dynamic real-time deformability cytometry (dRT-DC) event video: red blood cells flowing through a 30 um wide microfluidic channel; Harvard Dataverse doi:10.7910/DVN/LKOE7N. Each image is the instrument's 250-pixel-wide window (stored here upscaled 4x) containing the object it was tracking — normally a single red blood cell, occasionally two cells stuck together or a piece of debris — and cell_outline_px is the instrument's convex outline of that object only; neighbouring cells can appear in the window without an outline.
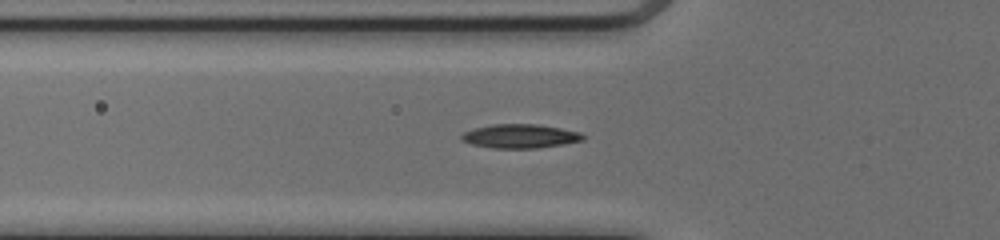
{"species": "common noctule bat (a hibernating species)", "species_latin": "Nyctalus noctula", "temperature_condition": "cold", "stored_images_in_passage": 35, "camera_frame_rate_fps": 3000, "um_per_image_px": 0.085, "animal": {"sex": "female", "body_mass_g": 17.0, "forearm_length_mm": 48.0}, "frame": {"image": 1, "passage_image": 2, "time_ms": 0.333, "image_size_px": [1000, 240], "cell_outline_px": [[588, 136], [584, 140], [564, 144], [536, 148], [492, 148], [472, 144], [460, 140], [460, 136], [464, 132], [476, 128], [492, 124], [536, 124], [560, 128], [580, 132]], "centroid_in_image_um": [44.24, 11.57], "position_along_channel_um": 81.6, "area_um2": 16.99}}
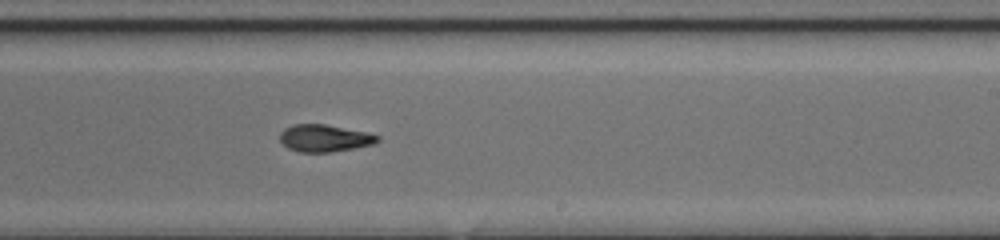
{"frame": {"image": 2, "passage_image": 15, "time_ms": 4.667, "image_size_px": [1000, 240], "cell_outline_px": [[380, 140], [372, 144], [332, 152], [300, 152], [288, 148], [280, 140], [280, 132], [284, 128], [292, 124], [324, 124], [368, 132], [380, 136]], "centroid_in_image_um": [27.57, 11.73], "position_along_channel_um": 261.4, "area_um2": 15.43}}
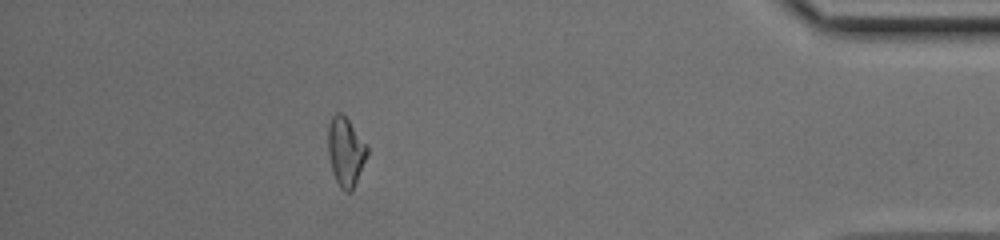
{"frame": {"image": 3, "passage_image": 29, "time_ms": 9.333, "image_size_px": [1000, 240], "cell_outline_px": [[368, 156], [352, 192], [344, 192], [340, 188], [332, 172], [328, 152], [328, 124], [332, 116], [336, 112], [340, 112], [348, 120], [368, 148]], "centroid_in_image_um": [29.37, 12.93], "position_along_channel_um": 405.8, "area_um2": 15.72}, "authors_computed_cell_mechanics": {"area_um2": 15.895, "velocity_mm_per_s": 4.131, "shape_relaxation_time_tau1_ms": null, "shape_relaxation_time_tau2_ms": 5.3513, "deformation_change_tau1": null, "deformation_change_tau2": 0.125}}